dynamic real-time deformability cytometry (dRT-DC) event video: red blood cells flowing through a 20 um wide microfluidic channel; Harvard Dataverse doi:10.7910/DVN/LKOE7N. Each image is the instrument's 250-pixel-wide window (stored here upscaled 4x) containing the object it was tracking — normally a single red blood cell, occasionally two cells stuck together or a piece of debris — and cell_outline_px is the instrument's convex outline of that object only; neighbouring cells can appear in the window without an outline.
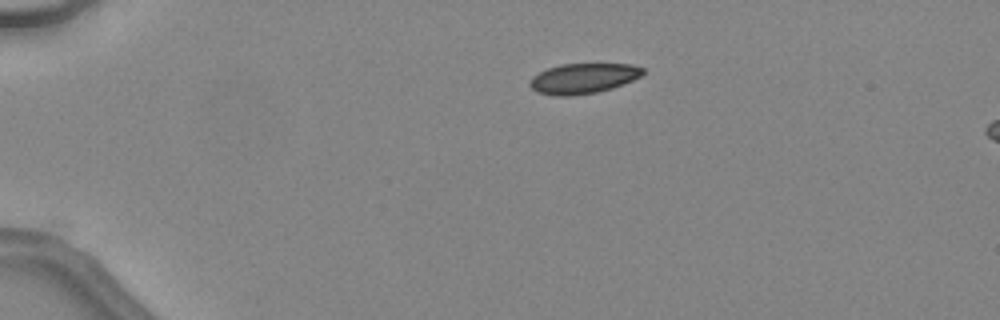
{"species": "common noctule bat (a hibernating species)", "species_latin": "Nyctalus noctula", "temperature_condition": "warm", "stored_images_in_passage": 6, "camera_frame_rate_fps": 3000, "um_per_image_px": 0.085, "animal": {"sex": "female", "body_mass_g": 24.6, "forearm_length_mm": 56.2}, "frame": {"image": 1, "passage_image": 1, "time_ms": 0.0, "image_size_px": [1000, 320], "cell_outline_px": [[644, 72], [640, 76], [624, 84], [612, 88], [596, 92], [572, 96], [556, 96], [536, 92], [528, 84], [528, 80], [532, 76], [548, 68], [560, 64], [632, 64], [644, 68]], "centroid_in_image_um": [49.54, 6.67], "position_along_channel_um": 35.5, "area_um2": 20.0}}